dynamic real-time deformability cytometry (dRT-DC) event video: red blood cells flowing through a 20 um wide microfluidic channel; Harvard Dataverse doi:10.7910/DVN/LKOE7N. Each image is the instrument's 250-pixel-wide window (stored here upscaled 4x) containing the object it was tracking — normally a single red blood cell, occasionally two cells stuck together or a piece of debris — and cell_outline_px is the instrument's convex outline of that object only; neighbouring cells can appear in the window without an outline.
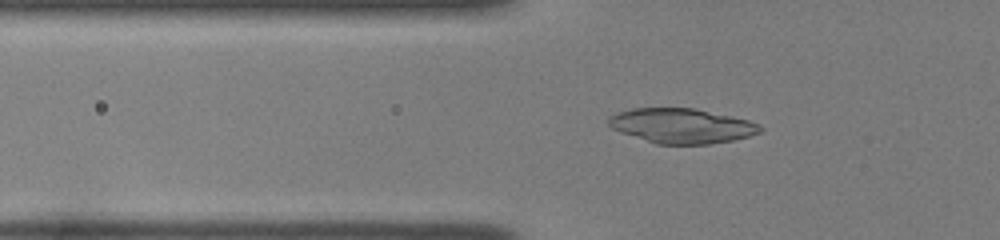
{"species": "common noctule bat (a hibernating species)", "species_latin": "Nyctalus noctula", "temperature_condition": "room temperature", "stored_images_in_passage": 35, "camera_frame_rate_fps": 3000, "um_per_image_px": 0.085, "animal": {"sex": "female", "body_mass_g": 22.0, "forearm_length_mm": 56.7}, "frame": {"image": 1, "passage_image": 2, "time_ms": 0.333, "image_size_px": [1000, 240], "cell_outline_px": [[764, 128], [760, 132], [748, 136], [732, 140], [708, 144], [656, 144], [620, 132], [612, 128], [608, 124], [608, 116], [632, 108], [696, 108], [748, 120]], "centroid_in_image_um": [57.91, 10.69], "position_along_channel_um": 67.9, "area_um2": 30.58}}
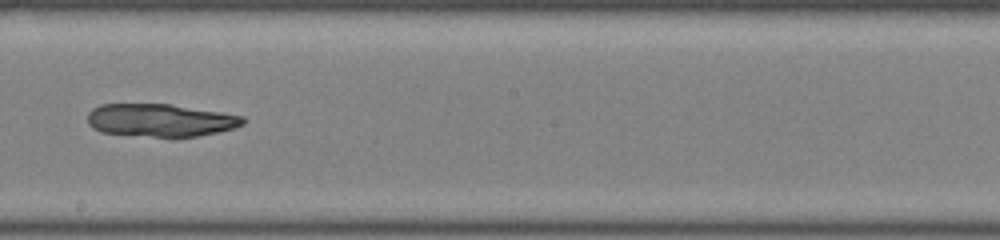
{"frame": {"image": 2, "passage_image": 15, "time_ms": 4.667, "image_size_px": [1000, 240], "cell_outline_px": [[244, 124], [232, 128], [216, 132], [196, 136], [152, 136], [100, 132], [92, 128], [88, 124], [88, 112], [92, 108], [100, 104], [168, 104], [220, 112], [244, 116]], "centroid_in_image_um": [13.58, 10.2], "position_along_channel_um": 234.6, "area_um2": 29.3}}
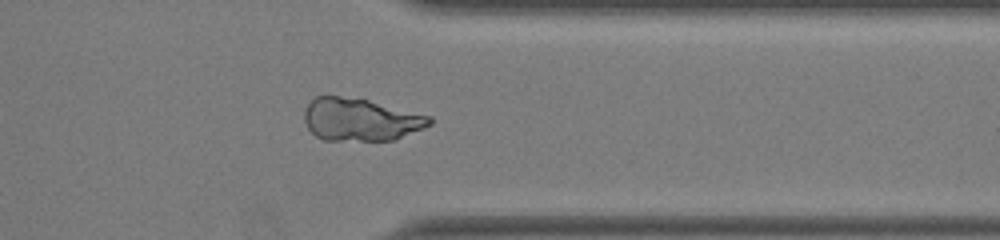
{"frame": {"image": 3, "passage_image": 26, "time_ms": 8.333, "image_size_px": [1000, 240], "cell_outline_px": [[432, 124], [424, 128], [392, 140], [324, 140], [316, 136], [308, 128], [304, 120], [304, 112], [308, 104], [316, 96], [340, 96], [368, 100], [432, 116]], "centroid_in_image_um": [30.65, 10.16], "position_along_channel_um": 380.8, "area_um2": 30.92}}